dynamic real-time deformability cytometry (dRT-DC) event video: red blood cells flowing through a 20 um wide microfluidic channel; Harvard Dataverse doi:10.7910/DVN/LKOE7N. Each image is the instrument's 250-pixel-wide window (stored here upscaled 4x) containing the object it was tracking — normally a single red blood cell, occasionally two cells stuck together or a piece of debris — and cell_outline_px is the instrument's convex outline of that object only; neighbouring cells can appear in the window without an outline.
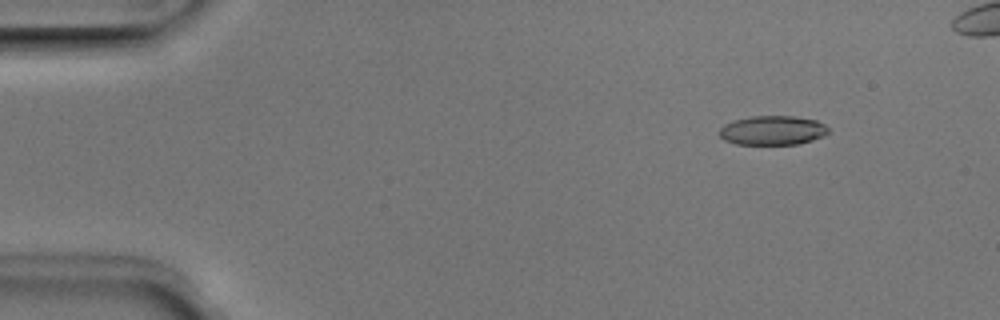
{"species": "Egyptian fruit bat (a non-hibernating species)", "species_latin": "Rousettus aegyptiacus", "temperature_condition": "room temperature", "stored_images_in_passage": 48, "camera_frame_rate_fps": 3000, "um_per_image_px": 0.085, "animal": {"sex": "male"}, "frame": {"image": 1, "passage_image": 6, "time_ms": 1.667, "image_size_px": [1000, 320], "cell_outline_px": [[828, 132], [824, 136], [812, 140], [796, 144], [736, 144], [724, 140], [720, 136], [720, 128], [724, 124], [736, 120], [752, 116], [792, 116], [816, 120], [824, 124], [828, 128]], "centroid_in_image_um": [65.67, 11.08], "position_along_channel_um": 19.3, "area_um2": 18.44}}
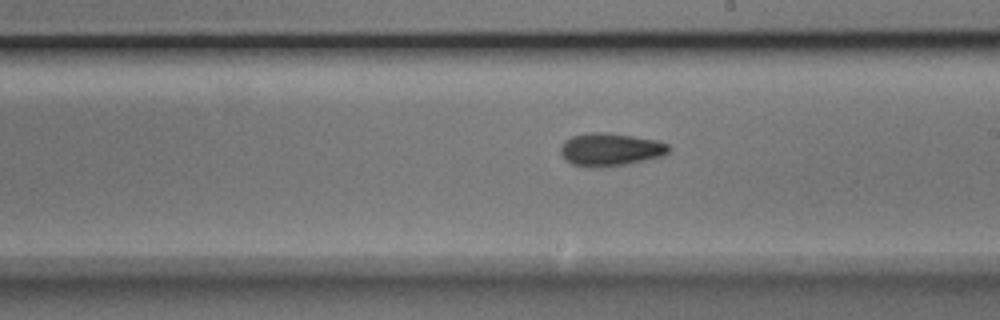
{"frame": {"image": 2, "passage_image": 29, "time_ms": 9.333, "image_size_px": [1000, 320], "cell_outline_px": [[672, 148], [664, 156], [604, 168], [592, 168], [572, 164], [560, 152], [560, 144], [564, 140], [572, 136], [588, 132], [608, 132], [660, 140], [668, 144]], "centroid_in_image_um": [51.9, 12.7], "position_along_channel_um": 237.1, "area_um2": 21.1}}
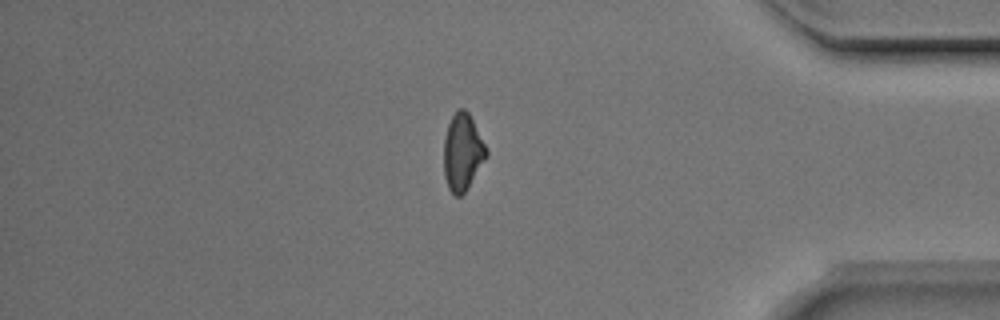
{"frame": {"image": 3, "passage_image": 43, "time_ms": 14.0, "image_size_px": [1000, 320], "cell_outline_px": [[488, 156], [464, 192], [460, 196], [456, 196], [448, 188], [444, 176], [444, 136], [448, 124], [456, 108], [464, 108], [468, 112], [488, 152]], "centroid_in_image_um": [39.29, 12.92], "position_along_channel_um": 395.9, "area_um2": 18.84}}